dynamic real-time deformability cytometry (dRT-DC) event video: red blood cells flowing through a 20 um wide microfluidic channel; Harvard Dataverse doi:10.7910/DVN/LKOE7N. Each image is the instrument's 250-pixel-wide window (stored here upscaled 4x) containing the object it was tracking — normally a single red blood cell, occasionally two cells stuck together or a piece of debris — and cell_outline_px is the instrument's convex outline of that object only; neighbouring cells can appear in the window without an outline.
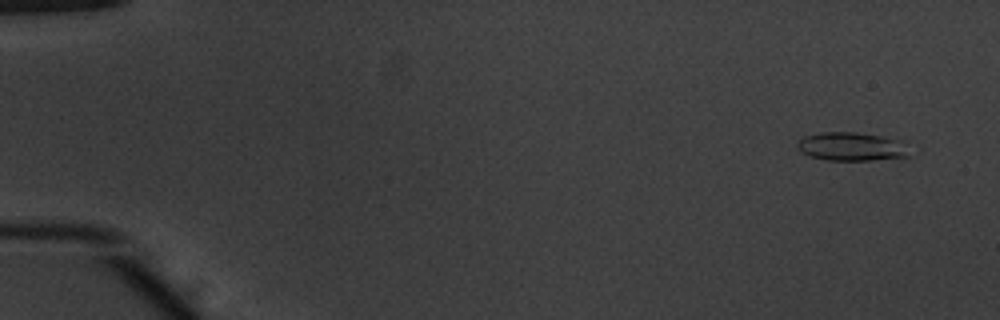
{"species": "common noctule bat (a hibernating species)", "species_latin": "Nyctalus noctula", "temperature_condition": "warm", "stored_images_in_passage": 42, "camera_frame_rate_fps": 3000, "um_per_image_px": 0.085, "animal": {"sex": "male", "body_mass_g": 20.1, "forearm_length_mm": 53.5}, "frame": {"image": 1, "passage_image": 3, "time_ms": 0.667, "image_size_px": [1000, 320], "cell_outline_px": [[912, 152], [908, 156], [872, 160], [828, 160], [812, 156], [800, 152], [796, 148], [796, 144], [804, 136], [820, 132], [856, 132], [880, 136], [900, 140]], "centroid_in_image_um": [72.37, 12.45], "position_along_channel_um": 12.6, "area_um2": 18.61}}
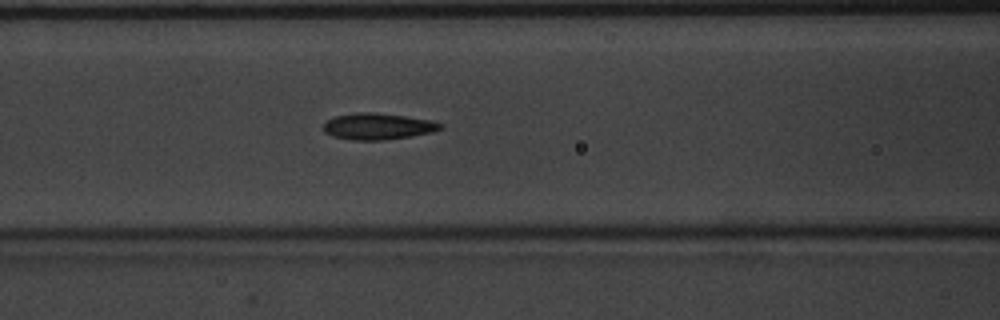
{"frame": {"image": 2, "passage_image": 23, "time_ms": 7.333, "image_size_px": [1000, 320], "cell_outline_px": [[444, 128], [432, 132], [412, 136], [384, 140], [352, 140], [332, 136], [324, 132], [324, 124], [328, 120], [336, 116], [360, 112], [372, 112], [404, 116], [432, 120], [444, 124]], "centroid_in_image_um": [32.16, 10.75], "position_along_channel_um": 134.4, "area_um2": 17.98}}
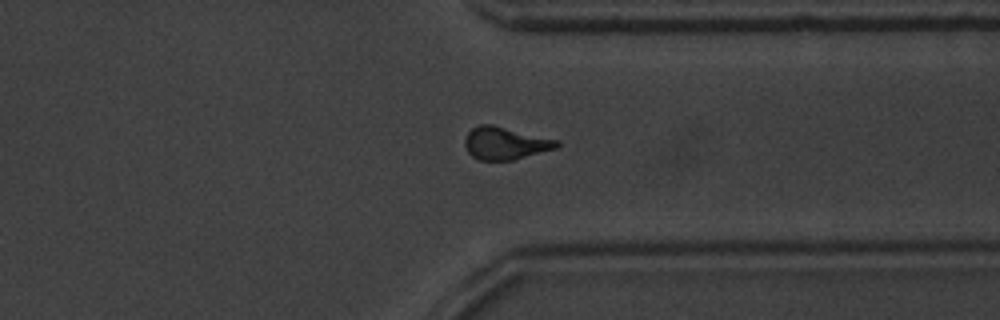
{"frame": {"image": 3, "passage_image": 41, "time_ms": 13.333, "image_size_px": [1000, 320], "cell_outline_px": [[560, 144], [556, 148], [512, 160], [476, 160], [468, 152], [464, 144], [464, 136], [472, 128], [480, 124], [492, 124], [560, 140]], "centroid_in_image_um": [42.92, 12.16], "position_along_channel_um": 368.5, "area_um2": 17.57}, "authors_computed_cell_mechanics": {"area_um2": 17.5712, "velocity_mm_per_s": 3.9029, "shape_relaxation_time_tau1_ms": 5.0311, "shape_relaxation_time_tau2_ms": 3.2979, "deformation_change_tau1": 0.1625, "deformation_change_tau2": 0.11}}